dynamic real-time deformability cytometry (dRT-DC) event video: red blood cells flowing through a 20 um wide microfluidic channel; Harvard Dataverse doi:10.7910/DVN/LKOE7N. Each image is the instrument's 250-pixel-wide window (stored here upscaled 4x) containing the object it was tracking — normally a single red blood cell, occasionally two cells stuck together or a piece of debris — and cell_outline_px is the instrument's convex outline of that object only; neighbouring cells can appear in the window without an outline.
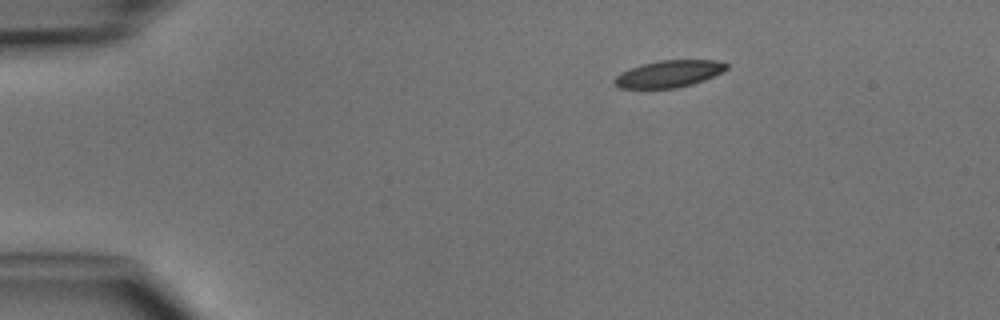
{"species": "common noctule bat (a hibernating species)", "species_latin": "Nyctalus noctula", "temperature_condition": "cold", "stored_images_in_passage": 5, "segment_of_instrument_passage": [2, 2], "camera_frame_rate_fps": 3000, "um_per_image_px": 0.085, "animal": {"sex": "male", "body_mass_g": 15.6}, "frame": {"image": 1, "passage_image": 5, "time_ms": 5.667, "image_size_px": [1000, 320], "cell_outline_px": [[728, 68], [704, 80], [692, 84], [676, 88], [620, 88], [612, 80], [620, 72], [640, 64], [660, 60], [716, 60], [728, 64]], "centroid_in_image_um": [56.82, 6.27], "position_along_channel_um": 28.2, "area_um2": 17.51}}